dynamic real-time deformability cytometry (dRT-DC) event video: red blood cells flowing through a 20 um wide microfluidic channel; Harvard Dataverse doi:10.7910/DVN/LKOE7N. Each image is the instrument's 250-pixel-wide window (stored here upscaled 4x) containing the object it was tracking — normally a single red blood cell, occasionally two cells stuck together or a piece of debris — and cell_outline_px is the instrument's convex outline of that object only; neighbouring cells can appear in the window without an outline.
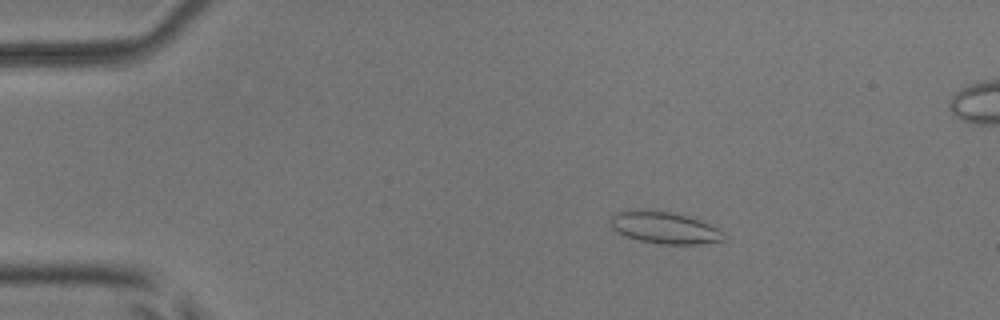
{"species": "common noctule bat (a hibernating species)", "species_latin": "Nyctalus noctula", "temperature_condition": "room temperature", "stored_images_in_passage": 54, "segment_of_instrument_passage": [1, 2], "camera_frame_rate_fps": 3000, "um_per_image_px": 0.085, "animal": {"sex": "male", "body_mass_g": 17.9, "forearm_length_mm": 54.2}, "frame": {"image": 1, "passage_image": 9, "time_ms": 2.667, "image_size_px": [1000, 320], "cell_outline_px": [[728, 236], [724, 240], [700, 244], [660, 244], [640, 240], [624, 236], [616, 232], [608, 224], [608, 220], [616, 212], [628, 208], [652, 208], [688, 216], [700, 220], [724, 232]], "centroid_in_image_um": [56.4, 19.32], "position_along_channel_um": 28.6, "area_um2": 21.79}}
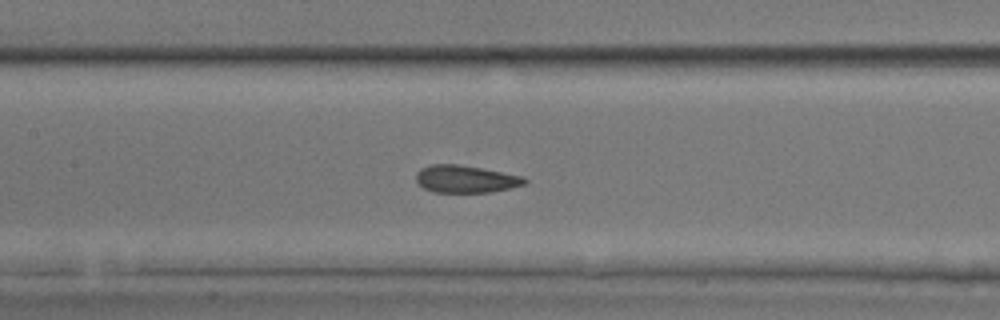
{"frame": {"image": 2, "passage_image": 25, "time_ms": 8.0, "image_size_px": [1000, 320], "cell_outline_px": [[528, 180], [524, 184], [492, 192], [432, 192], [424, 188], [416, 180], [416, 172], [420, 168], [432, 164], [460, 164], [524, 176]], "centroid_in_image_um": [39.56, 15.21], "position_along_channel_um": 167.8, "area_um2": 17.34}}
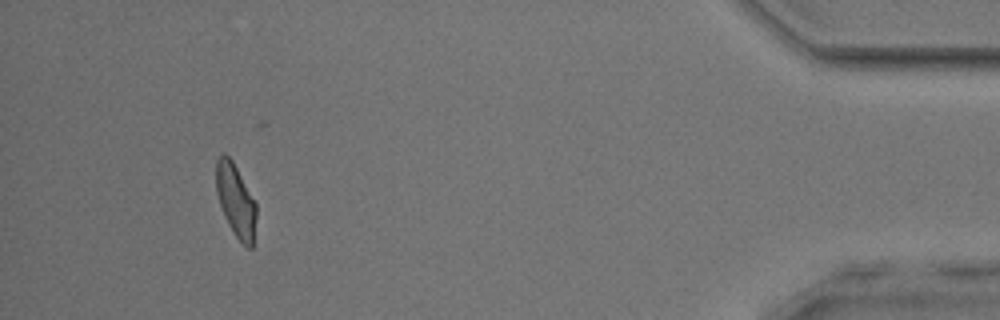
{"frame": {"image": 3, "passage_image": 49, "time_ms": 16.0, "image_size_px": [1000, 320], "cell_outline_px": [[256, 216], [252, 248], [248, 248], [236, 236], [228, 224], [224, 216], [216, 192], [216, 160], [224, 152], [232, 160], [256, 204]], "centroid_in_image_um": [20.02, 17.03], "position_along_channel_um": 415.2, "area_um2": 16.7}}